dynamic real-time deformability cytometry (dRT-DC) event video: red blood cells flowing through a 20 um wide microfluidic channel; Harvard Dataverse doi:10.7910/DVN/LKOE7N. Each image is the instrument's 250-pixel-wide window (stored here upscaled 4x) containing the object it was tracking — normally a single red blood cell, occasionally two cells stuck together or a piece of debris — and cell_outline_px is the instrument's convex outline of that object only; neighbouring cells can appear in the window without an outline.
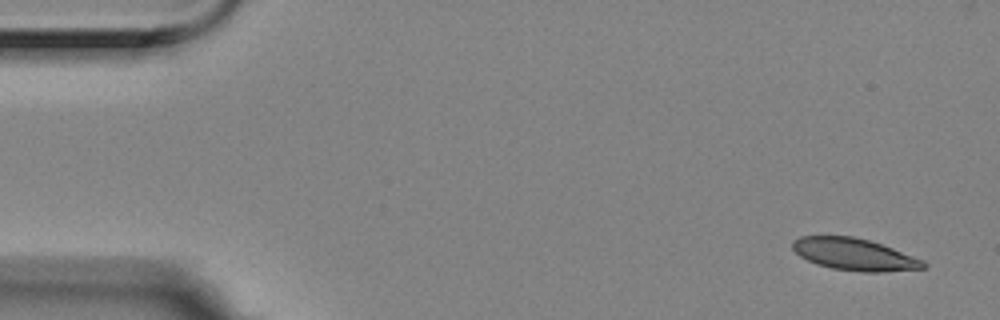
{"species": "Egyptian fruit bat (a non-hibernating species)", "species_latin": "Rousettus aegyptiacus", "temperature_condition": "room temperature", "stored_images_in_passage": 7, "segment_of_instrument_passage": [1, 2], "camera_frame_rate_fps": 3000, "um_per_image_px": 0.085, "animal": {"sex": "female"}, "frame": {"image": 1, "passage_image": 1, "time_ms": 0.0, "image_size_px": [1000, 320], "cell_outline_px": [[928, 264], [924, 268], [880, 272], [864, 272], [832, 268], [816, 264], [800, 256], [792, 248], [792, 240], [800, 236], [852, 236], [868, 240], [892, 248], [924, 260]], "centroid_in_image_um": [72.6, 21.62], "position_along_channel_um": 12.4, "area_um2": 24.22}}
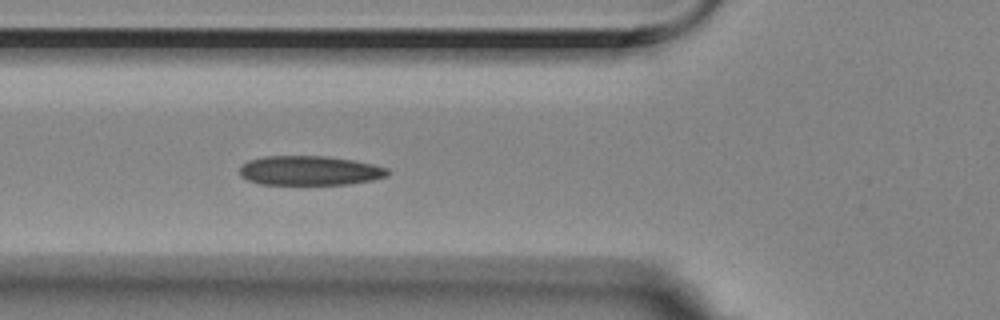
{"frame": {"image": 2, "passage_image": 6, "time_ms": 1.667, "image_size_px": [1000, 320], "cell_outline_px": [[388, 176], [372, 180], [348, 184], [260, 184], [248, 180], [240, 176], [240, 168], [248, 160], [264, 156], [328, 156], [352, 160], [372, 164], [388, 168]], "centroid_in_image_um": [26.31, 14.5], "position_along_channel_um": 99.5, "area_um2": 25.32}}